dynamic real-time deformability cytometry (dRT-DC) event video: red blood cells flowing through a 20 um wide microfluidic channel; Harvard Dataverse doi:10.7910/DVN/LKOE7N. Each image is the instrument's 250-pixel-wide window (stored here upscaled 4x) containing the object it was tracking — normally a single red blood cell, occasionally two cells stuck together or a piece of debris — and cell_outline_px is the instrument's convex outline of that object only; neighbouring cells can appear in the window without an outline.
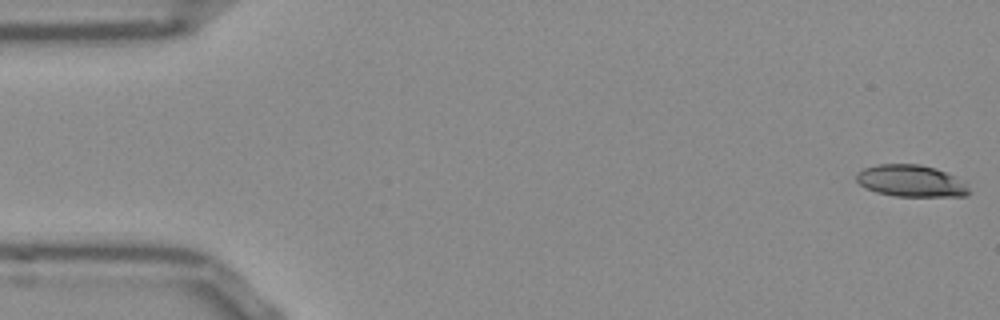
{"species": "Egyptian fruit bat (a non-hibernating species)", "species_latin": "Rousettus aegyptiacus", "temperature_condition": "room temperature", "stored_images_in_passage": 52, "camera_frame_rate_fps": 3000, "um_per_image_px": 0.085, "frame": {"image": 1, "passage_image": 1, "time_ms": 0.0, "image_size_px": [1000, 320], "cell_outline_px": [[972, 192], [964, 196], [896, 196], [876, 192], [864, 188], [856, 180], [856, 172], [864, 168], [876, 164], [920, 164], [936, 168], [956, 176], [968, 184]], "centroid_in_image_um": [77.46, 15.37], "position_along_channel_um": 7.5, "area_um2": 21.21}}
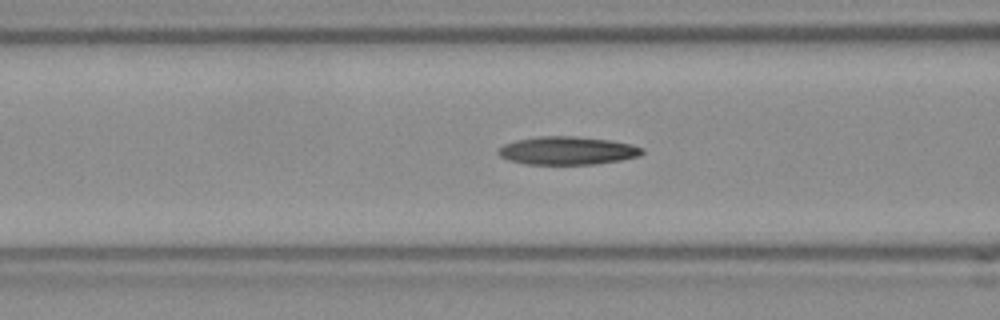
{"frame": {"image": 2, "passage_image": 20, "time_ms": 6.333, "image_size_px": [1000, 320], "cell_outline_px": [[644, 152], [640, 156], [620, 160], [592, 164], [524, 164], [508, 160], [500, 156], [496, 152], [504, 144], [516, 140], [540, 136], [576, 136], [608, 140], [632, 144], [644, 148]], "centroid_in_image_um": [48.23, 12.8], "position_along_channel_um": 118.4, "area_um2": 23.58}}
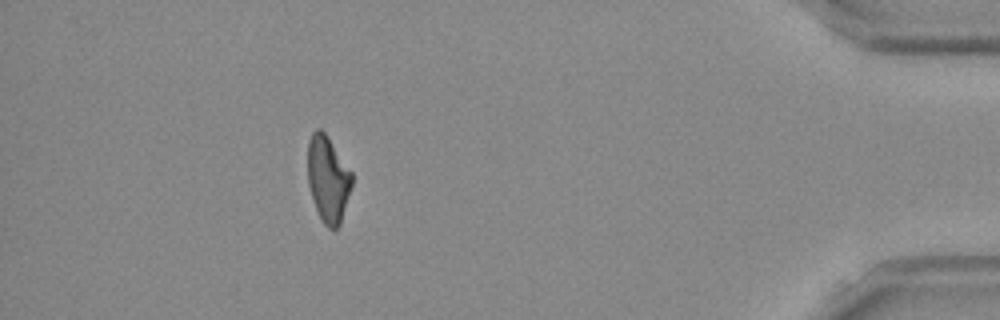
{"frame": {"image": 3, "passage_image": 47, "time_ms": 15.333, "image_size_px": [1000, 320], "cell_outline_px": [[352, 184], [340, 224], [336, 228], [328, 228], [324, 224], [316, 208], [308, 184], [308, 144], [312, 132], [316, 128], [320, 128], [324, 132], [352, 172]], "centroid_in_image_um": [27.87, 15.2], "position_along_channel_um": 407.3, "area_um2": 21.79}, "authors_computed_cell_mechanics": {"area_um2": 22.9755, "velocity_mm_per_s": 3.8436, "shape_relaxation_time_tau1_ms": null, "shape_relaxation_time_tau2_ms": 7.8657, "deformation_change_tau1": null, "deformation_change_tau2": 0.1983}}